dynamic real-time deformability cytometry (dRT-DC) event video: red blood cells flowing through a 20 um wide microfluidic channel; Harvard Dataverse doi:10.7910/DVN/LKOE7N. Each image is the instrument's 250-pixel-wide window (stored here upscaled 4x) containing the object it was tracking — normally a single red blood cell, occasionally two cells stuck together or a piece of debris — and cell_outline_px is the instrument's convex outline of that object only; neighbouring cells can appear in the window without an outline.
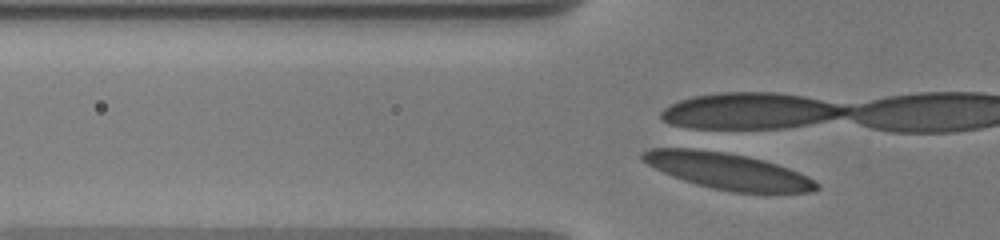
{"species": "human", "species_latin": "Homo sapiens", "temperature_condition": "warm", "stored_images_in_passage": 14, "camera_frame_rate_fps": 3000, "um_per_image_px": 0.085, "donor": {"sex": "male"}, "frame": {"image": 1, "passage_image": 12, "time_ms": 3.333, "image_size_px": [1000, 240], "cell_outline_px": [[820, 188], [812, 192], [732, 192], [712, 188], [684, 180], [664, 172], [640, 160], [640, 152], [648, 148], [692, 148], [728, 152], [748, 156], [764, 160], [788, 168], [808, 176], [820, 184]], "centroid_in_image_um": [61.85, 14.52], "position_along_channel_um": 64.0, "area_um2": 36.7}}